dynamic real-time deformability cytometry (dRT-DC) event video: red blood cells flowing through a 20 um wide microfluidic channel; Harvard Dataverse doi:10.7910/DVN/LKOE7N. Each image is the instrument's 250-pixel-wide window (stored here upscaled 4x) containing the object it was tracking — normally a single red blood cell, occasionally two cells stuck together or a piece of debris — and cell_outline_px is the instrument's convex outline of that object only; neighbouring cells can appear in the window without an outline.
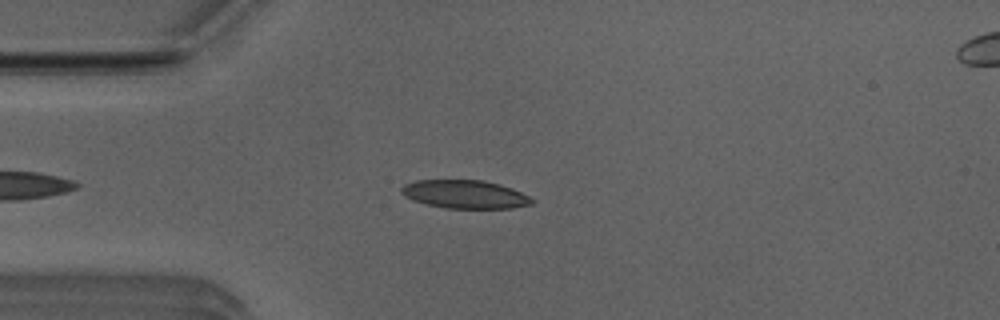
{"species": "Egyptian fruit bat (a non-hibernating species)", "species_latin": "Rousettus aegyptiacus", "temperature_condition": "room temperature", "stored_images_in_passage": 47, "camera_frame_rate_fps": 3000, "um_per_image_px": 0.085, "animal": {"sex": "male"}, "frame": {"image": 1, "passage_image": 8, "time_ms": 2.333, "image_size_px": [1000, 320], "cell_outline_px": [[536, 200], [532, 204], [512, 208], [444, 208], [412, 200], [404, 196], [400, 192], [400, 188], [404, 184], [416, 180], [484, 180], [500, 184], [512, 188]], "centroid_in_image_um": [39.51, 16.51], "position_along_channel_um": 45.5, "area_um2": 21.62}}
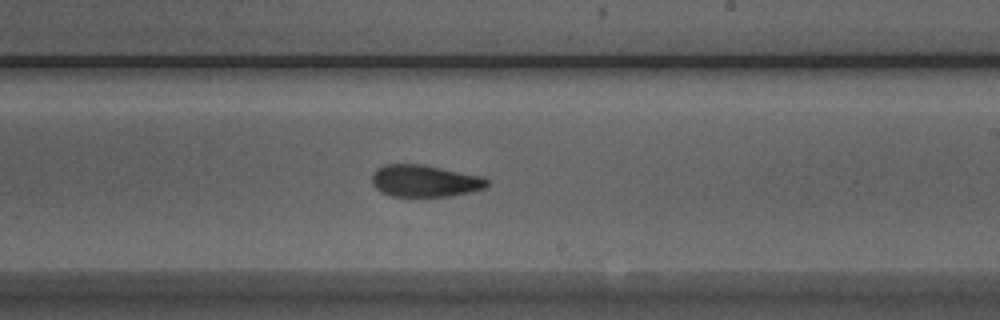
{"frame": {"image": 2, "passage_image": 25, "time_ms": 8.0, "image_size_px": [1000, 320], "cell_outline_px": [[488, 188], [472, 192], [448, 196], [392, 196], [380, 192], [372, 184], [372, 172], [376, 168], [384, 164], [420, 164], [484, 176], [488, 180]], "centroid_in_image_um": [36.11, 15.37], "position_along_channel_um": 252.9, "area_um2": 21.68}}
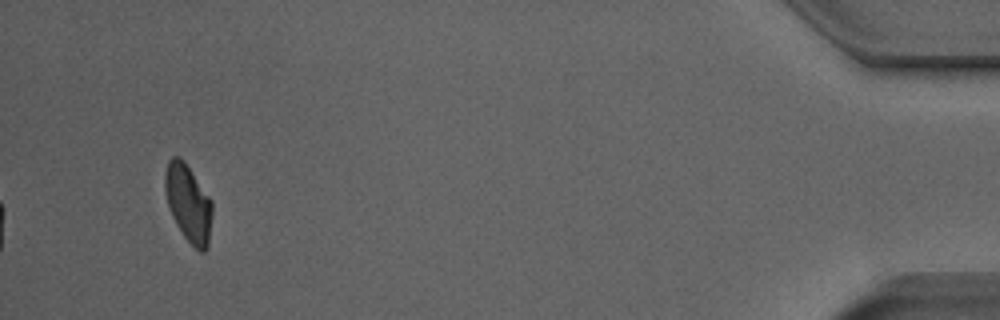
{"frame": {"image": 3, "passage_image": 44, "time_ms": 14.333, "image_size_px": [1000, 320], "cell_outline_px": [[212, 212], [208, 248], [204, 252], [200, 252], [184, 236], [176, 224], [172, 216], [168, 204], [164, 188], [164, 172], [168, 160], [172, 156], [180, 156], [184, 160], [212, 200]], "centroid_in_image_um": [16.0, 17.24], "position_along_channel_um": 419.2, "area_um2": 21.39}, "authors_computed_cell_mechanics": {"area_um2": 21.7328, "velocity_mm_per_s": 3.9271, "shape_relaxation_time_tau1_ms": 6.7021, "shape_relaxation_time_tau2_ms": 2.1341, "deformation_change_tau1": 0.1879, "deformation_change_tau2": 0.063}}